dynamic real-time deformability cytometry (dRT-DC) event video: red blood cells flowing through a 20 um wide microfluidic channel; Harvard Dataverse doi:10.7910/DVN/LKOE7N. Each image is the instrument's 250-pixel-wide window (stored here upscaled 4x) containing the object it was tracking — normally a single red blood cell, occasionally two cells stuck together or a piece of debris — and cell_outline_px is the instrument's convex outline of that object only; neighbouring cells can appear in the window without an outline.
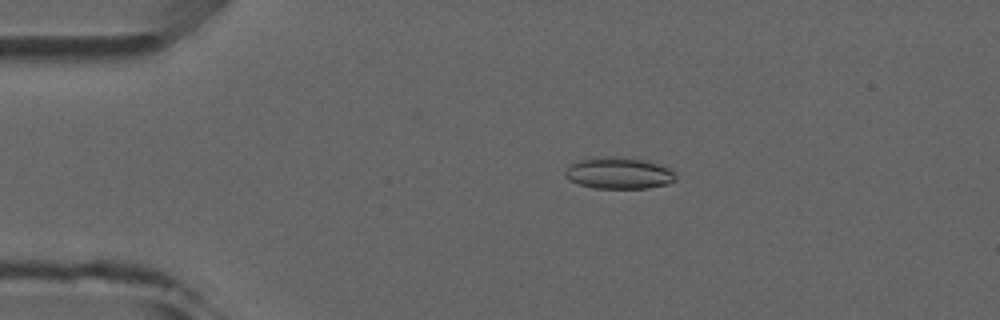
{"species": "common noctule bat (a hibernating species)", "species_latin": "Nyctalus noctula", "temperature_condition": "room temperature", "stored_images_in_passage": 4, "camera_frame_rate_fps": 3000, "um_per_image_px": 0.085, "animal": {"sex": "male", "forearm_length_mm": 52.5}, "frame": {"image": 1, "passage_image": 3, "time_ms": 2.333, "image_size_px": [1000, 320], "cell_outline_px": [[676, 180], [668, 184], [648, 188], [596, 188], [580, 184], [568, 180], [564, 176], [564, 172], [576, 160], [584, 156], [612, 156], [644, 160], [660, 164], [668, 168], [676, 176]], "centroid_in_image_um": [52.55, 14.69], "position_along_channel_um": 32.4, "area_um2": 20.58}}